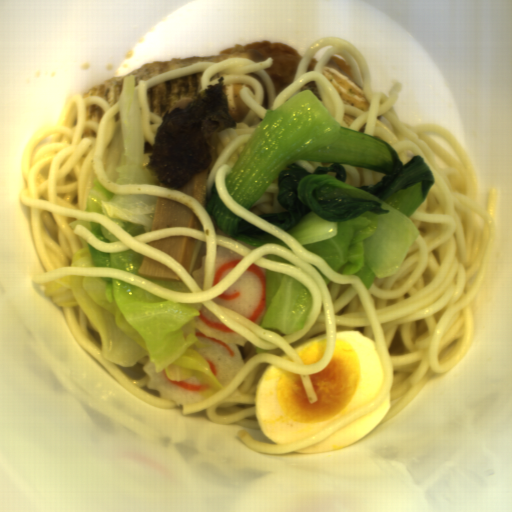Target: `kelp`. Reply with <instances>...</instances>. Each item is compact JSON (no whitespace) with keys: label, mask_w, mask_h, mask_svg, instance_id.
Masks as SVG:
<instances>
[{"label":"kelp","mask_w":512,"mask_h":512,"mask_svg":"<svg viewBox=\"0 0 512 512\" xmlns=\"http://www.w3.org/2000/svg\"><path fill=\"white\" fill-rule=\"evenodd\" d=\"M219 76L218 83L207 84L184 109L166 111L156 127L152 154L145 169L152 172L164 187L177 190L190 182L195 173H203L213 162L209 140L213 133L237 128L229 113L227 87Z\"/></svg>","instance_id":"kelp-1"}]
</instances>
